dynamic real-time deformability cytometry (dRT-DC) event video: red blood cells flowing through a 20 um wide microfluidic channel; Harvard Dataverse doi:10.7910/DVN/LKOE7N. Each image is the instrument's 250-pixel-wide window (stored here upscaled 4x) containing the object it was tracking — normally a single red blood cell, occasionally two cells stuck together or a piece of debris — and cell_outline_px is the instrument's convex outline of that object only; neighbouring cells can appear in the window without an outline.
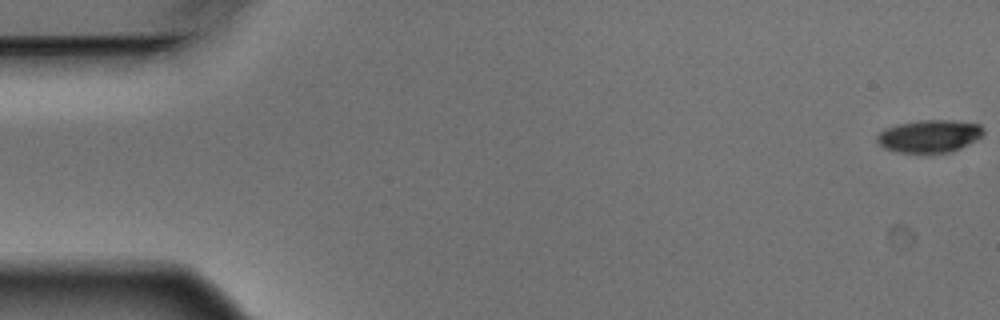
{"species": "Egyptian fruit bat (a non-hibernating species)", "species_latin": "Rousettus aegyptiacus", "temperature_condition": "warm", "stored_images_in_passage": 4, "camera_frame_rate_fps": 3000, "um_per_image_px": 0.085, "animal": {"sex": "male"}, "frame": {"image": 1, "passage_image": 1, "time_ms": 0.0, "image_size_px": [1000, 320], "cell_outline_px": [[984, 132], [976, 140], [952, 152], [896, 152], [884, 148], [876, 140], [876, 136], [884, 128], [896, 124], [920, 120], [952, 120], [980, 124], [984, 128]], "centroid_in_image_um": [78.98, 11.56], "position_along_channel_um": 6.0, "area_um2": 20.23}}
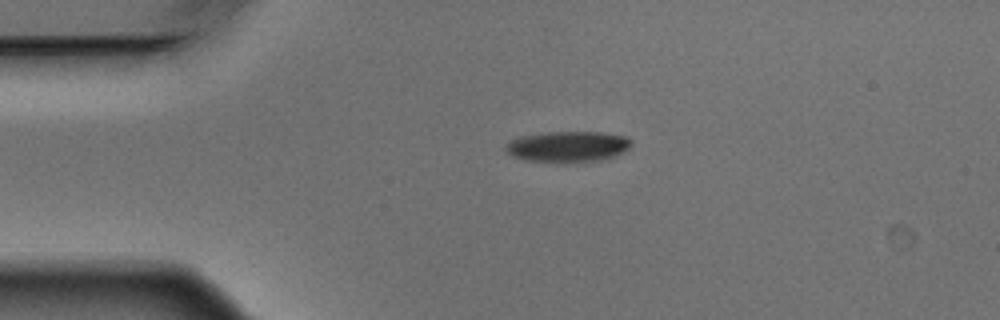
{"frame": {"image": 2, "passage_image": 4, "time_ms": 1.0, "image_size_px": [1000, 320], "cell_outline_px": [[632, 144], [624, 152], [604, 160], [564, 164], [556, 164], [524, 160], [512, 156], [504, 148], [512, 140], [524, 136], [548, 132], [600, 132], [624, 136], [632, 140]], "centroid_in_image_um": [48.29, 12.5], "position_along_channel_um": 36.7, "area_um2": 23.0}}